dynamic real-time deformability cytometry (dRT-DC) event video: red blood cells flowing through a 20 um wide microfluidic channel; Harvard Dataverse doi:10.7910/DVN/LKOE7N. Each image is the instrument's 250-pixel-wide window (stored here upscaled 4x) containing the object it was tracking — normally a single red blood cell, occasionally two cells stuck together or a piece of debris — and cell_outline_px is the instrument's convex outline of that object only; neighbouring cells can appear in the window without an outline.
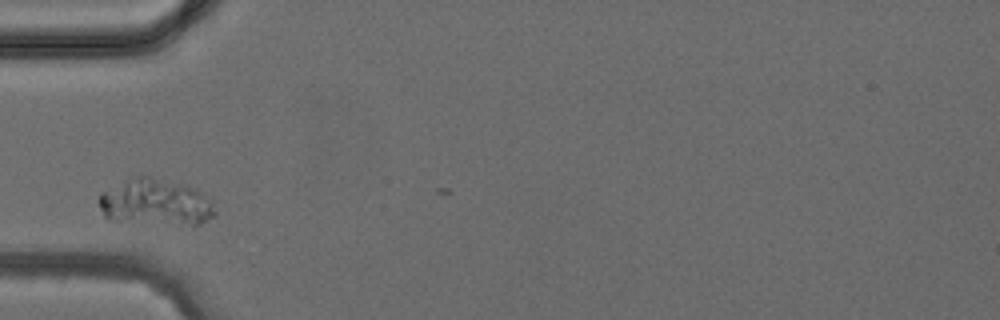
{"species": "common noctule bat (a hibernating species)", "species_latin": "Nyctalus noctula", "temperature_condition": "cold", "stored_images_in_passage": 6, "camera_frame_rate_fps": 3000, "um_per_image_px": 0.085, "animal": {"sex": "female", "body_mass_g": 24.6, "forearm_length_mm": 56.2}, "frame": {"image": 1, "passage_image": 5, "time_ms": 5.0, "image_size_px": [1000, 320], "cell_outline_px": [[216, 212], [212, 216], [200, 224], [192, 224], [108, 220], [104, 216], [100, 208], [100, 196], [104, 192], [124, 180], [140, 176], [148, 176], [184, 184], [200, 192], [212, 200]], "centroid_in_image_um": [13.23, 17.19], "position_along_channel_um": 71.8, "area_um2": 30.63}}
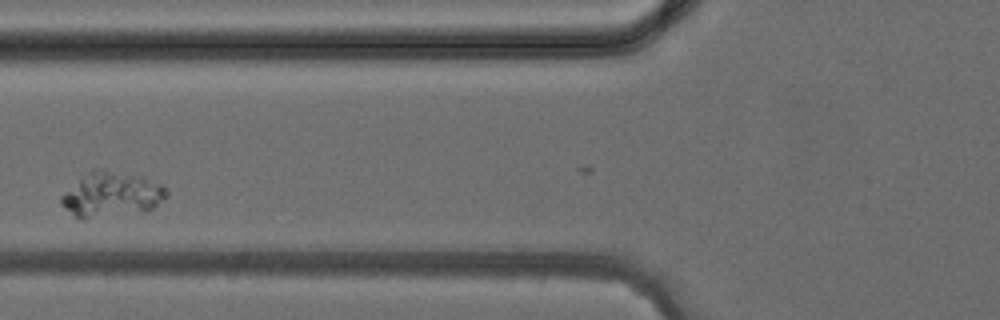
{"frame": {"image": 2, "passage_image": 6, "time_ms": 6.0, "image_size_px": [1000, 320], "cell_outline_px": [[168, 196], [152, 208], [80, 220], [60, 204], [60, 196], [64, 192], [92, 168], [100, 168], [140, 176], [164, 184], [168, 188]], "centroid_in_image_um": [9.46, 16.5], "position_along_channel_um": 116.3, "area_um2": 27.28}}